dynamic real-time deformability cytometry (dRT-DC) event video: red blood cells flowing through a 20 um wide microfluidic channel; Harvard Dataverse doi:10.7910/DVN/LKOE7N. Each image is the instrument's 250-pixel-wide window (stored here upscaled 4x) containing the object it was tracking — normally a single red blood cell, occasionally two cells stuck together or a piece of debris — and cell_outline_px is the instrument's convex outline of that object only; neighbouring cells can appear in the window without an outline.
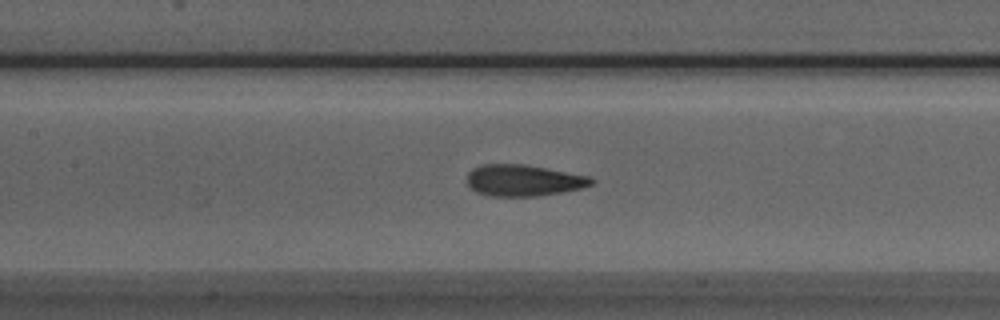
{"species": "Egyptian fruit bat (a non-hibernating species)", "species_latin": "Rousettus aegyptiacus", "temperature_condition": "room temperature", "stored_images_in_passage": 39, "camera_frame_rate_fps": 3000, "um_per_image_px": 0.085, "animal": {"sex": "male"}, "frame": {"image": 1, "passage_image": 10, "time_ms": 3.0, "image_size_px": [1000, 320], "cell_outline_px": [[596, 180], [592, 184], [580, 188], [560, 192], [536, 196], [492, 196], [476, 192], [468, 184], [468, 172], [472, 168], [484, 164], [524, 164], [592, 176]], "centroid_in_image_um": [44.52, 15.32], "position_along_channel_um": 162.9, "area_um2": 22.72}}
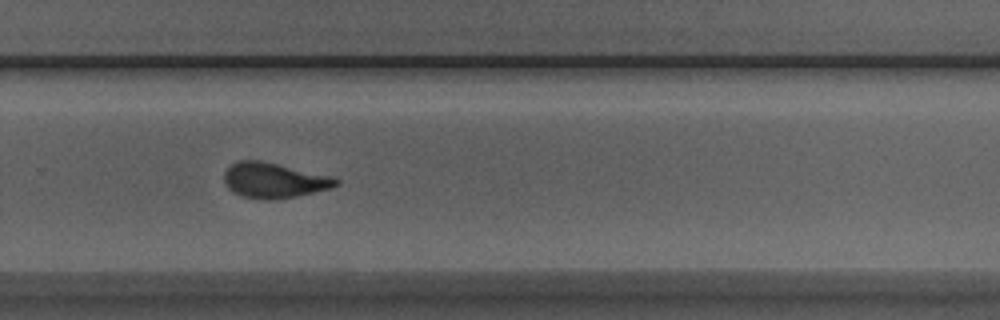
{"frame": {"image": 2, "passage_image": 21, "time_ms": 6.667, "image_size_px": [1000, 320], "cell_outline_px": [[340, 184], [332, 188], [296, 196], [276, 200], [264, 200], [240, 196], [232, 192], [224, 184], [224, 172], [236, 160], [260, 160], [332, 176], [340, 180]], "centroid_in_image_um": [23.28, 15.34], "position_along_channel_um": 306.5, "area_um2": 23.24}}
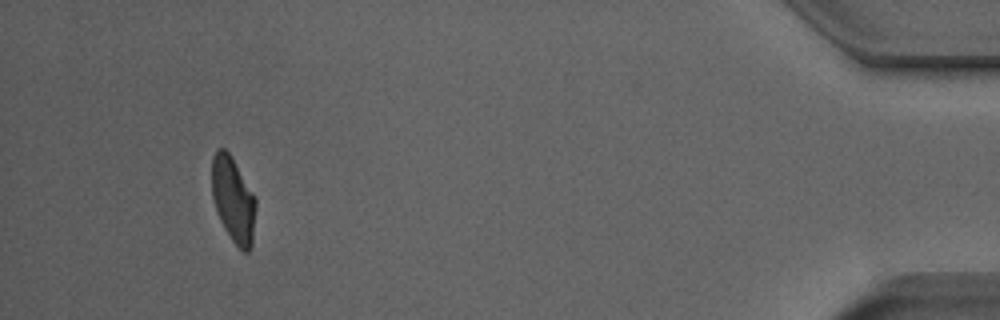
{"frame": {"image": 3, "passage_image": 35, "time_ms": 11.333, "image_size_px": [1000, 320], "cell_outline_px": [[256, 208], [252, 244], [248, 252], [244, 252], [232, 240], [224, 228], [216, 212], [212, 196], [212, 156], [216, 148], [224, 148], [228, 152], [256, 196]], "centroid_in_image_um": [19.82, 16.96], "position_along_channel_um": 415.4, "area_um2": 21.96}, "authors_computed_cell_mechanics": {"area_um2": 22.8888, "velocity_mm_per_s": 3.9305, "shape_relaxation_time_tau1_ms": 6.5271, "shape_relaxation_time_tau2_ms": 1.2585, "deformation_change_tau1": 0.2032, "deformation_change_tau2": 0.0837}}